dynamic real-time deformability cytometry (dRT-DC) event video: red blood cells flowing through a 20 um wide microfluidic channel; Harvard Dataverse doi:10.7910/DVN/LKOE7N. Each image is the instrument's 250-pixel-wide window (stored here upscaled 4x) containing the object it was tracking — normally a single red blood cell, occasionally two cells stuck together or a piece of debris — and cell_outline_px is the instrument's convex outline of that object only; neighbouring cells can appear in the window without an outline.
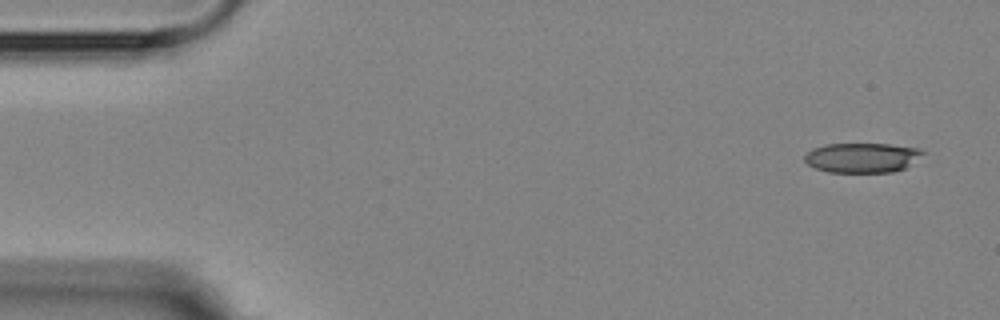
{"species": "Egyptian fruit bat (a non-hibernating species)", "species_latin": "Rousettus aegyptiacus", "temperature_condition": "room temperature", "stored_images_in_passage": 8, "camera_frame_rate_fps": 3000, "um_per_image_px": 0.085, "animal": {"sex": "female"}, "frame": {"image": 1, "passage_image": 1, "time_ms": 0.0, "image_size_px": [1000, 320], "cell_outline_px": [[928, 152], [904, 168], [892, 172], [828, 172], [816, 168], [808, 164], [804, 160], [804, 156], [812, 148], [828, 144], [888, 144], [920, 148]], "centroid_in_image_um": [73.31, 13.39], "position_along_channel_um": 11.7, "area_um2": 20.52}}
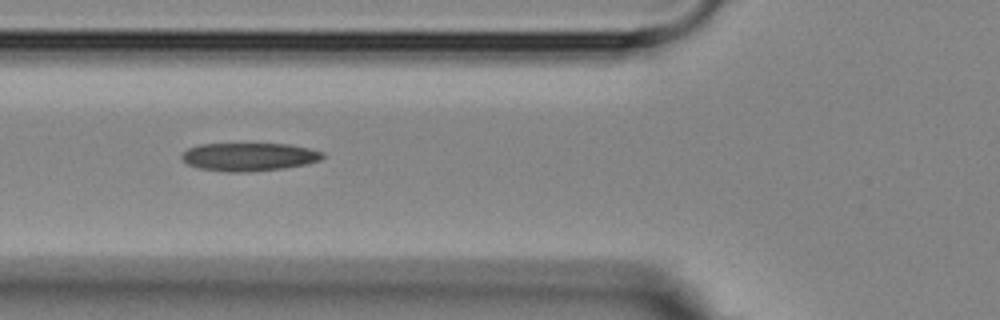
{"frame": {"image": 2, "passage_image": 6, "time_ms": 5.667, "image_size_px": [1000, 320], "cell_outline_px": [[324, 156], [320, 160], [304, 164], [284, 168], [248, 172], [228, 172], [200, 168], [188, 164], [180, 156], [188, 148], [200, 144], [288, 144], [308, 148], [324, 152]], "centroid_in_image_um": [21.17, 13.33], "position_along_channel_um": 104.6, "area_um2": 22.95}}
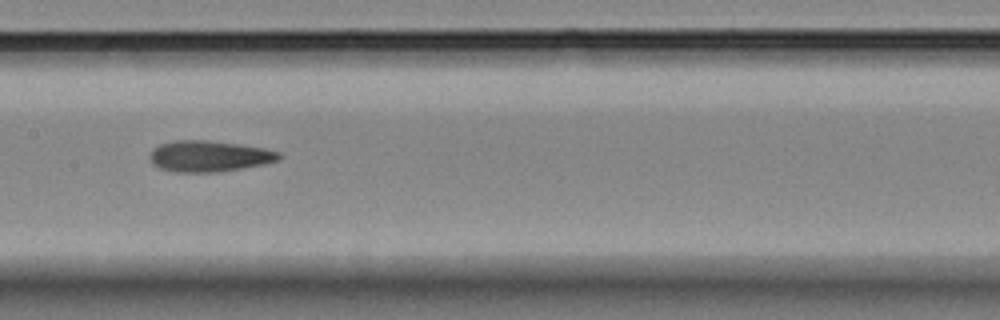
{"frame": {"image": 3, "passage_image": 8, "time_ms": 8.0, "image_size_px": [1000, 320], "cell_outline_px": [[280, 156], [276, 160], [264, 164], [216, 172], [176, 172], [160, 168], [152, 164], [148, 156], [152, 148], [160, 144], [172, 140], [208, 140], [264, 148], [280, 152]], "centroid_in_image_um": [17.7, 13.27], "position_along_channel_um": 189.7, "area_um2": 23.29}}